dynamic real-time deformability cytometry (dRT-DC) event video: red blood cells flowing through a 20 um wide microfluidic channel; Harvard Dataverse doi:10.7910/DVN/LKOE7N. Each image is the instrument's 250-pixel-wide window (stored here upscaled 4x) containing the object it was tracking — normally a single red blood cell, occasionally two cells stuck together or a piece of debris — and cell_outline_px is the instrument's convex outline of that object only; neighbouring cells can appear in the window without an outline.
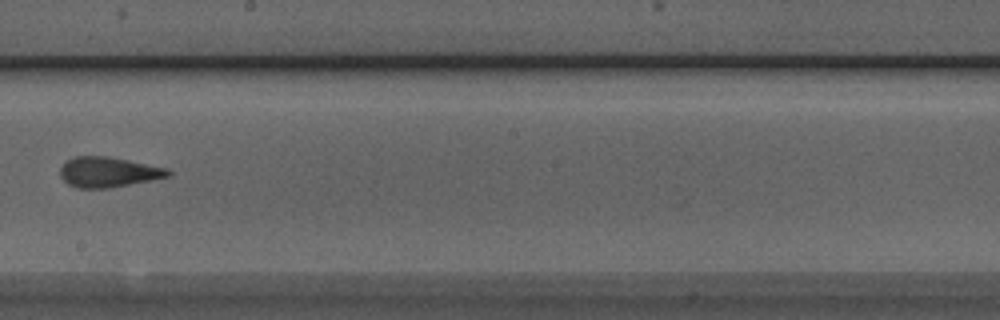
{"species": "Egyptian fruit bat (a non-hibernating species)", "species_latin": "Rousettus aegyptiacus", "temperature_condition": "room temperature", "stored_images_in_passage": 8, "camera_frame_rate_fps": 3000, "um_per_image_px": 0.085, "animal": {"sex": "male"}, "frame": {"image": 1, "passage_image": 8, "time_ms": 2.333, "image_size_px": [1000, 320], "cell_outline_px": [[172, 176], [108, 188], [76, 188], [68, 184], [60, 176], [60, 168], [64, 160], [72, 156], [108, 156], [168, 168], [172, 172]], "centroid_in_image_um": [9.18, 14.61], "position_along_channel_um": 239.0, "area_um2": 19.19}}